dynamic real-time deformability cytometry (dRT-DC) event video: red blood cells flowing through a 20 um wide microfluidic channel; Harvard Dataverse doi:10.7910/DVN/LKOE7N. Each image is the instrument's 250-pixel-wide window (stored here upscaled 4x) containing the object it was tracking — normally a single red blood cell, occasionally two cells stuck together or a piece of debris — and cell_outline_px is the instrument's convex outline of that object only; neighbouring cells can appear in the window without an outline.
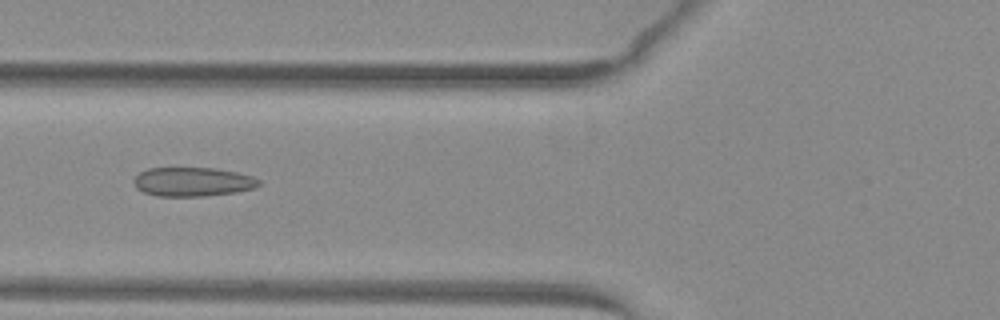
{"species": "common noctule bat (a hibernating species)", "species_latin": "Nyctalus noctula", "temperature_condition": "warm", "stored_images_in_passage": 40, "camera_frame_rate_fps": 3000, "um_per_image_px": 0.085, "animal": {"sex": "female", "body_mass_g": 29.2, "forearm_length_mm": 56.3}, "frame": {"image": 1, "passage_image": 12, "time_ms": 3.667, "image_size_px": [1000, 320], "cell_outline_px": [[260, 184], [252, 188], [236, 192], [204, 196], [156, 196], [144, 192], [136, 188], [132, 180], [140, 172], [148, 168], [216, 168], [236, 172], [252, 176], [260, 180]], "centroid_in_image_um": [16.35, 15.45], "position_along_channel_um": 109.4, "area_um2": 21.15}}
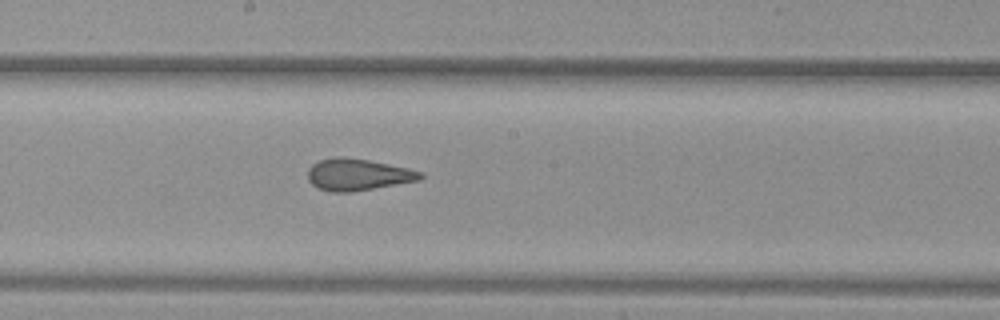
{"frame": {"image": 2, "passage_image": 20, "time_ms": 6.333, "image_size_px": [1000, 320], "cell_outline_px": [[424, 176], [420, 180], [352, 192], [328, 192], [316, 188], [308, 180], [308, 168], [312, 164], [320, 160], [336, 156], [344, 156], [368, 160], [408, 168], [424, 172]], "centroid_in_image_um": [30.4, 14.84], "position_along_channel_um": 217.8, "area_um2": 21.04}}
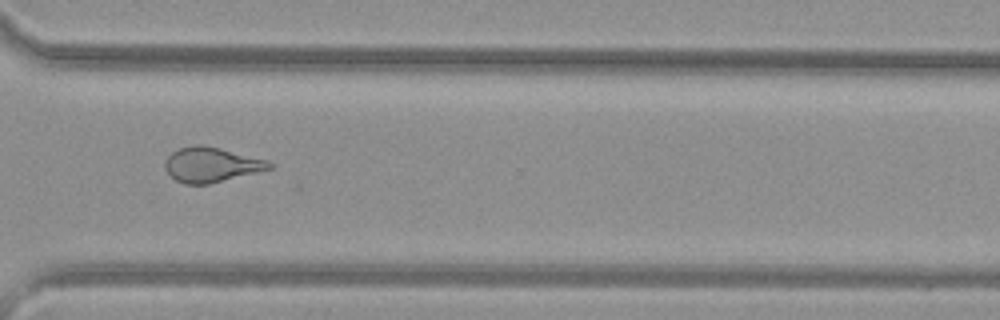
{"frame": {"image": 3, "passage_image": 30, "time_ms": 9.667, "image_size_px": [1000, 320], "cell_outline_px": [[272, 168], [208, 184], [184, 184], [176, 180], [164, 168], [164, 160], [172, 152], [180, 148], [192, 144], [200, 144], [220, 148], [264, 160], [272, 164]], "centroid_in_image_um": [17.88, 13.99], "position_along_channel_um": 352.7, "area_um2": 20.81}, "authors_computed_cell_mechanics": {"area_um2": 21.5883, "velocity_mm_per_s": 4.053, "shape_relaxation_time_tau1_ms": null, "shape_relaxation_time_tau2_ms": 1.3727, "deformation_change_tau1": null, "deformation_change_tau2": 0.0882}}